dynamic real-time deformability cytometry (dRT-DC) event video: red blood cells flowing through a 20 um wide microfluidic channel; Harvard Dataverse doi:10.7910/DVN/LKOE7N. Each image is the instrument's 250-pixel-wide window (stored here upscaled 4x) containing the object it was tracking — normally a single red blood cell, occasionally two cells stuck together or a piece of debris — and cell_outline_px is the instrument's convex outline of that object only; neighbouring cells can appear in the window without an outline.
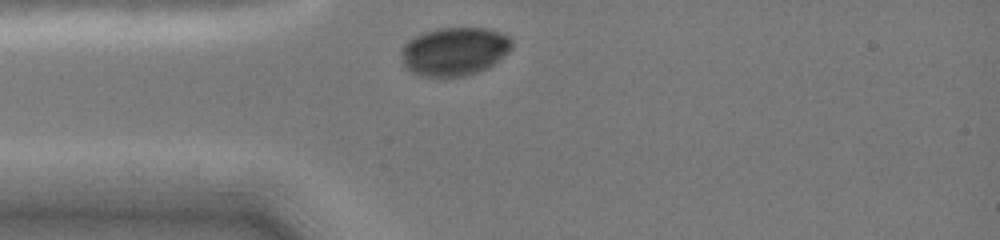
{"species": "common noctule bat (a hibernating species)", "species_latin": "Nyctalus noctula", "temperature_condition": "cold", "stored_images_in_passage": 2, "camera_frame_rate_fps": 3000, "um_per_image_px": 0.085, "animal": {"sex": "female", "body_mass_g": 19.0, "forearm_length_mm": 51.5}, "frame": {"image": 1, "passage_image": 1, "time_ms": 0.0, "image_size_px": [1000, 240], "cell_outline_px": [[512, 48], [508, 52], [488, 68], [464, 76], [424, 76], [412, 72], [404, 64], [404, 44], [408, 40], [424, 32], [440, 28], [488, 28], [512, 36]], "centroid_in_image_um": [38.7, 4.35], "position_along_channel_um": 46.3, "area_um2": 30.81}}
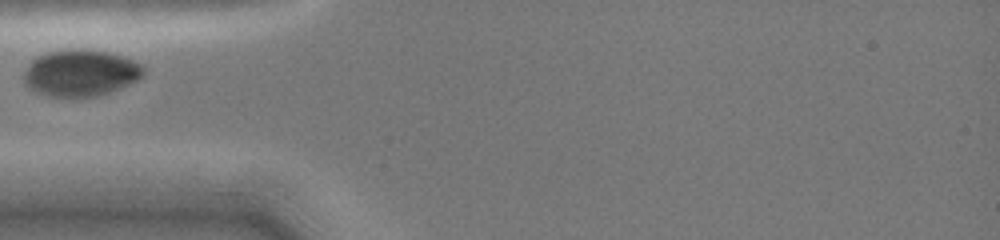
{"frame": {"image": 2, "passage_image": 2, "time_ms": 1.0, "image_size_px": [1000, 240], "cell_outline_px": [[144, 72], [136, 80], [120, 88], [100, 96], [72, 100], [48, 96], [36, 92], [28, 88], [24, 84], [24, 72], [28, 64], [36, 56], [48, 52], [108, 52], [132, 60], [140, 64], [144, 68]], "centroid_in_image_um": [6.79, 6.3], "position_along_channel_um": 78.2, "area_um2": 32.19}}